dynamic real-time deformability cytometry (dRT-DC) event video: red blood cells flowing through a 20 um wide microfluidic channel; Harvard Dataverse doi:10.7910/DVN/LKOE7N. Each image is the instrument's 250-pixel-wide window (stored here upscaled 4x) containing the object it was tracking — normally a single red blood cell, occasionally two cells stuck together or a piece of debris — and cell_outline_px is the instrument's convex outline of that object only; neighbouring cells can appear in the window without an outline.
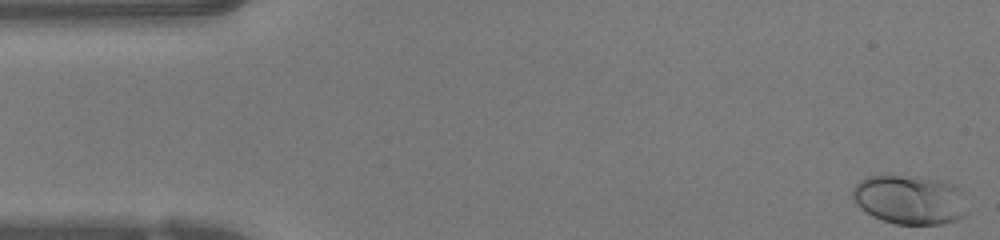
{"species": "human", "species_latin": "Homo sapiens", "temperature_condition": "warm", "stored_images_in_passage": 47, "camera_frame_rate_fps": 3000, "um_per_image_px": 0.085, "donor": {"sex": "female"}, "frame": {"image": 1, "passage_image": 1, "time_ms": 0.0, "image_size_px": [1000, 240], "cell_outline_px": [[968, 212], [964, 216], [956, 220], [940, 224], [896, 224], [872, 216], [860, 208], [856, 204], [852, 196], [852, 188], [860, 180], [868, 176], [900, 176], [940, 180], [952, 184], [960, 188]], "centroid_in_image_um": [77.32, 16.99], "position_along_channel_um": 7.7, "area_um2": 32.77}}
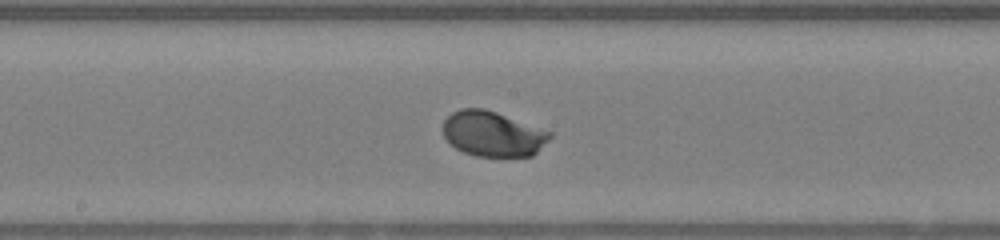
{"frame": {"image": 2, "passage_image": 24, "time_ms": 7.667, "image_size_px": [1000, 240], "cell_outline_px": [[552, 136], [532, 156], [476, 156], [464, 152], [456, 148], [444, 136], [444, 120], [452, 112], [460, 108], [484, 108], [496, 112], [552, 132]], "centroid_in_image_um": [41.88, 11.37], "position_along_channel_um": 206.3, "area_um2": 27.86}}
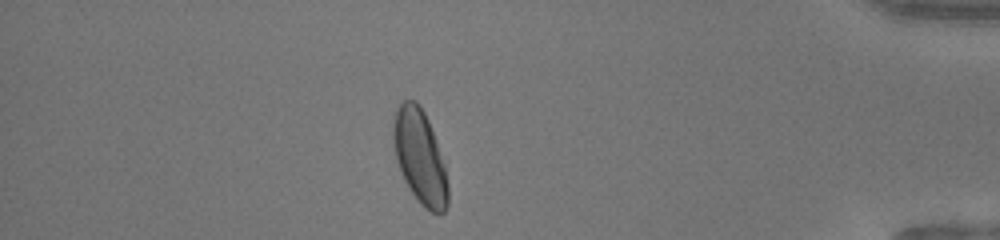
{"frame": {"image": 3, "passage_image": 41, "time_ms": 13.333, "image_size_px": [1000, 240], "cell_outline_px": [[448, 204], [444, 212], [432, 212], [424, 208], [420, 204], [404, 180], [396, 160], [392, 136], [392, 124], [396, 108], [404, 100], [416, 100], [420, 104], [428, 120], [444, 164], [448, 184]], "centroid_in_image_um": [35.67, 13.31], "position_along_channel_um": 399.5, "area_um2": 29.88}, "authors_computed_cell_mechanics": {"area_um2": 28.322, "velocity_mm_per_s": 4.2438, "shape_relaxation_time_tau1_ms": 1.6702, "shape_relaxation_time_tau2_ms": null, "deformation_change_tau1": 0.1256, "deformation_change_tau2": null}}